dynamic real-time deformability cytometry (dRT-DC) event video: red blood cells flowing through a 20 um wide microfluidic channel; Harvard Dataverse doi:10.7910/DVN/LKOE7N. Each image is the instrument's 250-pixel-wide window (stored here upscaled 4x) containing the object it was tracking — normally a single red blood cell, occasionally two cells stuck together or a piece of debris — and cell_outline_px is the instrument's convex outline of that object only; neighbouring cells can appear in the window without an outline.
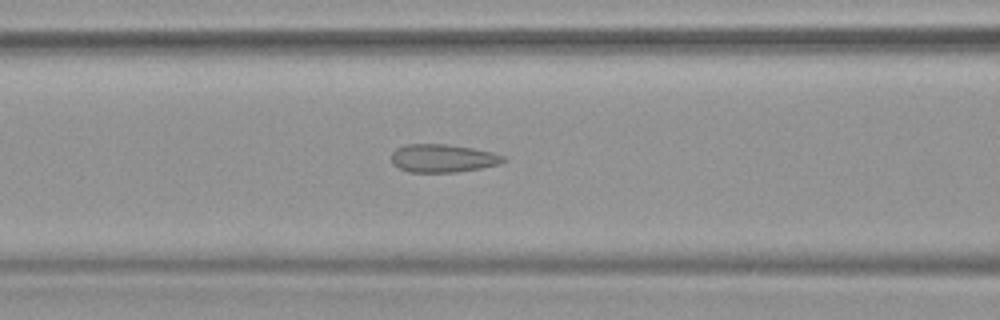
{"species": "common noctule bat (a hibernating species)", "species_latin": "Nyctalus noctula", "temperature_condition": "warm", "stored_images_in_passage": 54, "camera_frame_rate_fps": 3000, "um_per_image_px": 0.085, "animal": {"sex": "female", "body_mass_g": 19.9}, "frame": {"image": 1, "passage_image": 23, "time_ms": 7.333, "image_size_px": [1000, 320], "cell_outline_px": [[508, 160], [500, 164], [480, 168], [456, 172], [408, 172], [392, 164], [392, 152], [396, 148], [404, 144], [448, 144], [472, 148], [492, 152], [504, 156]], "centroid_in_image_um": [37.64, 13.45], "position_along_channel_um": 129.0, "area_um2": 18.44}}
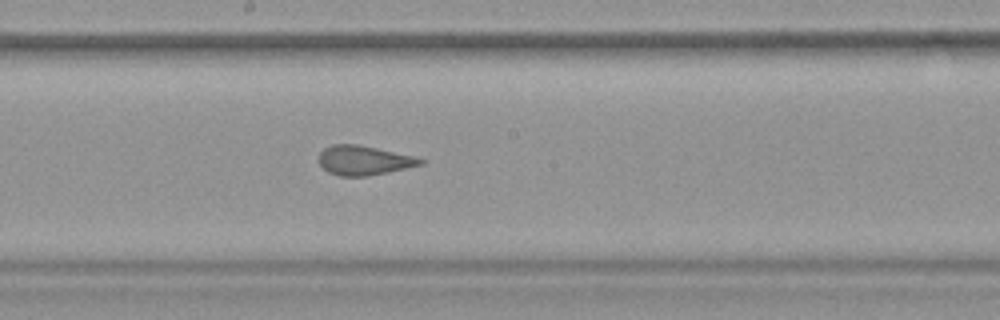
{"frame": {"image": 2, "passage_image": 30, "time_ms": 9.667, "image_size_px": [1000, 320], "cell_outline_px": [[428, 160], [424, 164], [388, 172], [368, 176], [340, 176], [328, 172], [320, 164], [320, 152], [324, 148], [332, 144], [356, 144], [416, 156]], "centroid_in_image_um": [30.98, 13.63], "position_along_channel_um": 217.2, "area_um2": 17.46}}
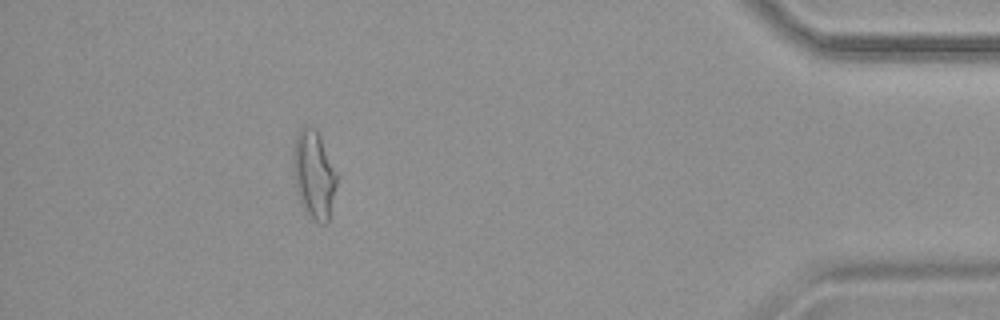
{"frame": {"image": 3, "passage_image": 49, "time_ms": 16.0, "image_size_px": [1000, 320], "cell_outline_px": [[336, 184], [328, 220], [324, 224], [320, 224], [300, 204], [296, 188], [292, 168], [292, 152], [296, 136], [300, 128], [308, 124], [316, 128], [320, 136], [336, 172]], "centroid_in_image_um": [26.64, 14.77], "position_along_channel_um": 408.6, "area_um2": 22.14}, "authors_computed_cell_mechanics": {"area_um2": 20.23, "velocity_mm_per_s": 3.8039, "shape_relaxation_time_tau1_ms": null, "shape_relaxation_time_tau2_ms": 0.8421, "deformation_change_tau1": null, "deformation_change_tau2": 0.0892}}